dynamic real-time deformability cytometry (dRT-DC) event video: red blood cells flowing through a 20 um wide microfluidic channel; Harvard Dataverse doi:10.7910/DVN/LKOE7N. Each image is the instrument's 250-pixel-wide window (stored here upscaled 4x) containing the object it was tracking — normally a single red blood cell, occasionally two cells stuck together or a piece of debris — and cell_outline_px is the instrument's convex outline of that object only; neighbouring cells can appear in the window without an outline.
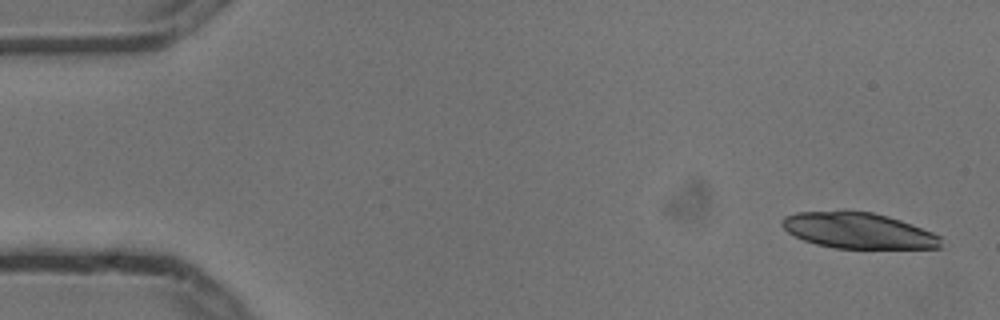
{"species": "common noctule bat (a hibernating species)", "species_latin": "Nyctalus noctula", "temperature_condition": "cold", "stored_images_in_passage": 4, "camera_frame_rate_fps": 3000, "um_per_image_px": 0.085, "animal": {"sex": "male", "body_mass_g": 13.3}, "frame": {"image": 1, "passage_image": 1, "time_ms": 0.0, "image_size_px": [1000, 320], "cell_outline_px": [[944, 248], [836, 248], [816, 244], [804, 240], [788, 232], [780, 224], [780, 220], [784, 216], [796, 212], [872, 212], [888, 216], [912, 224], [932, 232], [940, 236]], "centroid_in_image_um": [72.97, 19.61], "position_along_channel_um": 12.0, "area_um2": 32.89}}